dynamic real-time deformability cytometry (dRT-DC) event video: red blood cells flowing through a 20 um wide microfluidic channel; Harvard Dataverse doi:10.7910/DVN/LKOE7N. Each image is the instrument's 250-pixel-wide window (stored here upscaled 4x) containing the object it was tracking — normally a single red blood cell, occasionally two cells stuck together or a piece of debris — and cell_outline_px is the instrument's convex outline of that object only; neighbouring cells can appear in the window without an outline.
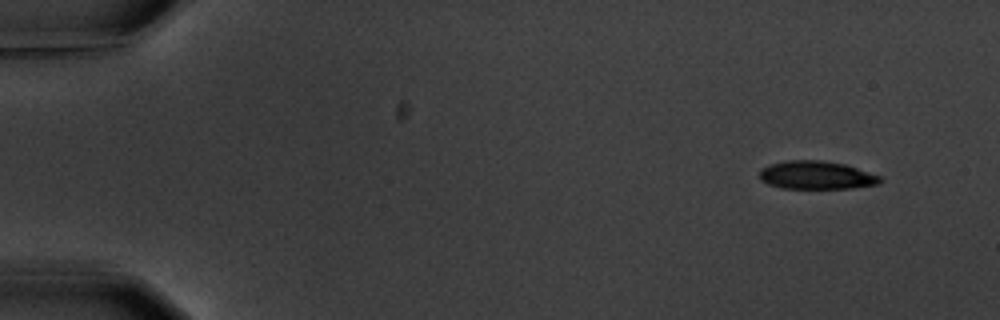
{"species": "common noctule bat (a hibernating species)", "species_latin": "Nyctalus noctula", "temperature_condition": "warm", "stored_images_in_passage": 4, "camera_frame_rate_fps": 3000, "um_per_image_px": 0.085, "animal": {"sex": "male", "body_mass_g": 20.1, "forearm_length_mm": 53.5}, "frame": {"image": 1, "passage_image": 1, "time_ms": 0.0, "image_size_px": [1000, 320], "cell_outline_px": [[884, 180], [880, 184], [852, 188], [780, 188], [768, 184], [760, 180], [760, 168], [768, 164], [788, 160], [824, 160], [844, 164], [880, 176]], "centroid_in_image_um": [69.37, 14.89], "position_along_channel_um": 15.6, "area_um2": 19.94}}
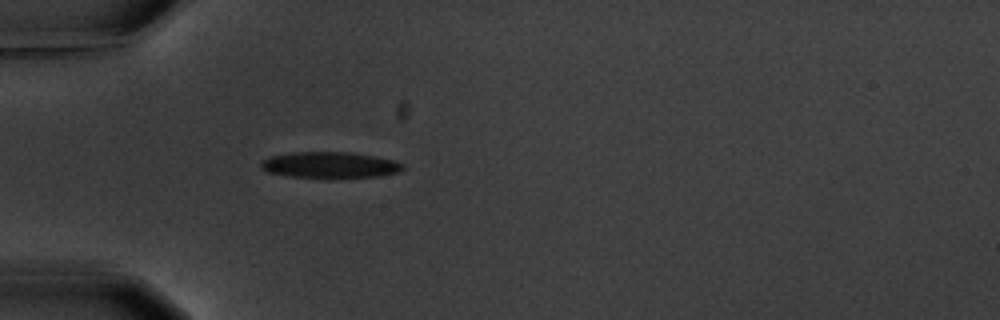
{"frame": {"image": 2, "passage_image": 4, "time_ms": 4.333, "image_size_px": [1000, 320], "cell_outline_px": [[404, 168], [400, 172], [380, 176], [292, 176], [268, 172], [260, 168], [260, 160], [268, 156], [292, 152], [348, 152], [376, 156], [396, 160], [404, 164]], "centroid_in_image_um": [28.04, 13.99], "position_along_channel_um": 57.0, "area_um2": 21.27}}